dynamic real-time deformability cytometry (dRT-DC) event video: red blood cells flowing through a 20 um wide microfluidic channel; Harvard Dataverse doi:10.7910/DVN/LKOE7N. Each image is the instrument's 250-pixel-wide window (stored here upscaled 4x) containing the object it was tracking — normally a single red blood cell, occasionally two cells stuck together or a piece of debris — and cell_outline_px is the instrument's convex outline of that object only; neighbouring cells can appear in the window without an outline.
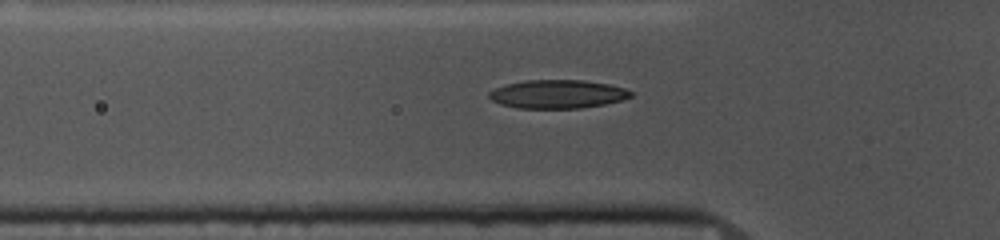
{"species": "common noctule bat (a hibernating species)", "species_latin": "Nyctalus noctula", "temperature_condition": "cold", "stored_images_in_passage": 38, "camera_frame_rate_fps": 3000, "um_per_image_px": 0.085, "animal": {"sex": "female", "body_mass_g": 10.0, "forearm_length_mm": 53.1}, "frame": {"image": 1, "passage_image": 7, "time_ms": 2.0, "image_size_px": [1000, 240], "cell_outline_px": [[632, 96], [620, 100], [604, 104], [580, 108], [516, 108], [500, 104], [492, 100], [488, 96], [488, 92], [496, 88], [508, 84], [524, 80], [584, 80], [608, 84], [624, 88], [632, 92]], "centroid_in_image_um": [47.37, 8.0], "position_along_channel_um": 78.4, "area_um2": 23.41}}
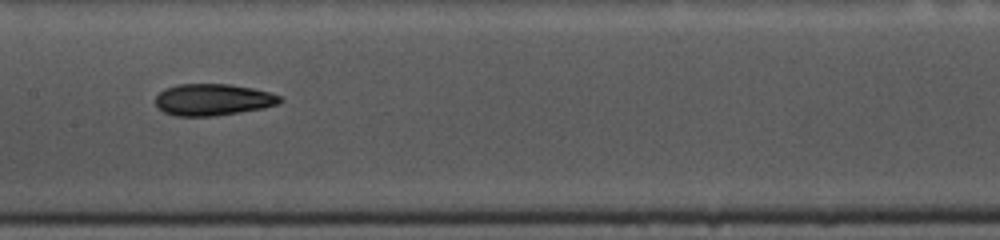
{"frame": {"image": 2, "passage_image": 16, "time_ms": 5.0, "image_size_px": [1000, 240], "cell_outline_px": [[284, 100], [276, 104], [264, 108], [216, 116], [176, 116], [164, 112], [156, 104], [156, 96], [164, 88], [180, 84], [228, 84], [252, 88], [268, 92], [280, 96]], "centroid_in_image_um": [18.09, 8.47], "position_along_channel_um": 189.3, "area_um2": 22.89}}
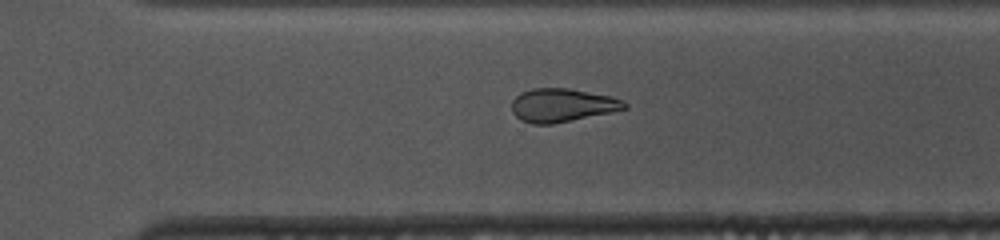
{"frame": {"image": 3, "passage_image": 27, "time_ms": 8.667, "image_size_px": [1000, 240], "cell_outline_px": [[628, 108], [612, 112], [552, 124], [532, 124], [520, 120], [512, 112], [512, 100], [520, 92], [532, 88], [568, 88], [612, 96], [624, 100], [628, 104]], "centroid_in_image_um": [47.79, 8.94], "position_along_channel_um": 322.8, "area_um2": 22.14}}